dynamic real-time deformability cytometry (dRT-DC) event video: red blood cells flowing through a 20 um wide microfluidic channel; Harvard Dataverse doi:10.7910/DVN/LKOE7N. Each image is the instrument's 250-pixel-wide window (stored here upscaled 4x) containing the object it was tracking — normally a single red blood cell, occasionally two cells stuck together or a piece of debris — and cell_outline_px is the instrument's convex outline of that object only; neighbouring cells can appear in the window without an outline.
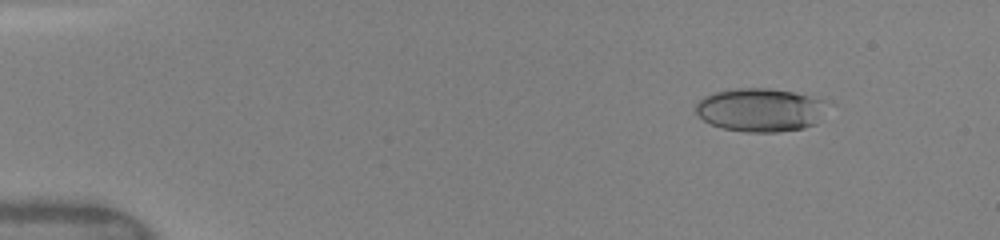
{"species": "human", "species_latin": "Homo sapiens", "temperature_condition": "warm", "stored_images_in_passage": 12, "camera_frame_rate_fps": 3000, "um_per_image_px": 0.085, "donor": {"sex": "female"}, "frame": {"image": 1, "passage_image": 5, "time_ms": 1.333, "image_size_px": [1000, 240], "cell_outline_px": [[824, 100], [816, 124], [804, 128], [780, 132], [744, 132], [724, 128], [712, 124], [704, 120], [696, 112], [696, 100], [712, 92], [736, 88], [768, 88], [792, 92]], "centroid_in_image_um": [64.53, 9.34], "position_along_channel_um": 20.5, "area_um2": 32.89}}